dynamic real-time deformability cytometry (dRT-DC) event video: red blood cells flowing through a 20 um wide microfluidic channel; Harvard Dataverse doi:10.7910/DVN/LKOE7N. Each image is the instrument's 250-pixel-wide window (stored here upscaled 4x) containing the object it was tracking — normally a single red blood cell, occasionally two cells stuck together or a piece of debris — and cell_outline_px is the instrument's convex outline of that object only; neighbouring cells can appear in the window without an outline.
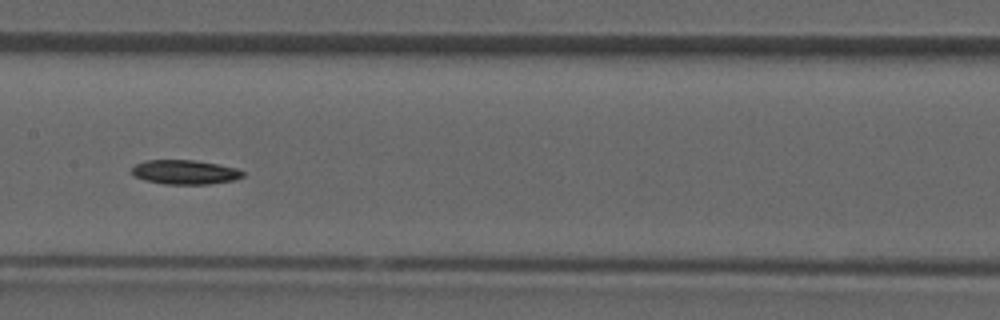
{"species": "common noctule bat (a hibernating species)", "species_latin": "Nyctalus noctula", "temperature_condition": "room temperature", "stored_images_in_passage": 34, "camera_frame_rate_fps": 3000, "um_per_image_px": 0.085, "animal": {"sex": "male", "forearm_length_mm": 52.5}, "frame": {"image": 1, "passage_image": 14, "time_ms": 4.333, "image_size_px": [1000, 320], "cell_outline_px": [[244, 176], [236, 180], [208, 184], [164, 184], [144, 180], [136, 176], [132, 172], [132, 168], [136, 164], [144, 160], [196, 160], [236, 168], [244, 172]], "centroid_in_image_um": [15.73, 14.63], "position_along_channel_um": 191.7, "area_um2": 15.72}}